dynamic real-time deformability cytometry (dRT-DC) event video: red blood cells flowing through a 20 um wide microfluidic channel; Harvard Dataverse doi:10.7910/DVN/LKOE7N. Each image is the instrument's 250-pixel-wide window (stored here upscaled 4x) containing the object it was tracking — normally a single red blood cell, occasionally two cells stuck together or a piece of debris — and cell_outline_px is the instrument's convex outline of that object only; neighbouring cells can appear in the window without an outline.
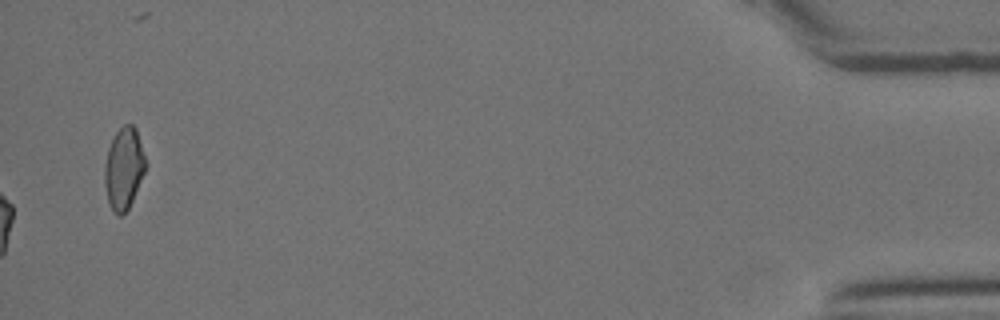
{"species": "Egyptian fruit bat (a non-hibernating species)", "species_latin": "Rousettus aegyptiacus", "temperature_condition": "room temperature", "stored_images_in_passage": 27, "camera_frame_rate_fps": 3000, "um_per_image_px": 0.085, "animal": {"sex": "female"}, "frame": {"image": 1, "passage_image": 27, "time_ms": 8.667, "image_size_px": [1000, 320], "cell_outline_px": [[148, 164], [132, 200], [128, 208], [120, 216], [116, 216], [112, 212], [108, 204], [104, 184], [104, 164], [108, 148], [116, 132], [124, 124], [132, 124], [136, 128]], "centroid_in_image_um": [10.52, 14.33], "position_along_channel_um": 424.7, "area_um2": 19.77}}